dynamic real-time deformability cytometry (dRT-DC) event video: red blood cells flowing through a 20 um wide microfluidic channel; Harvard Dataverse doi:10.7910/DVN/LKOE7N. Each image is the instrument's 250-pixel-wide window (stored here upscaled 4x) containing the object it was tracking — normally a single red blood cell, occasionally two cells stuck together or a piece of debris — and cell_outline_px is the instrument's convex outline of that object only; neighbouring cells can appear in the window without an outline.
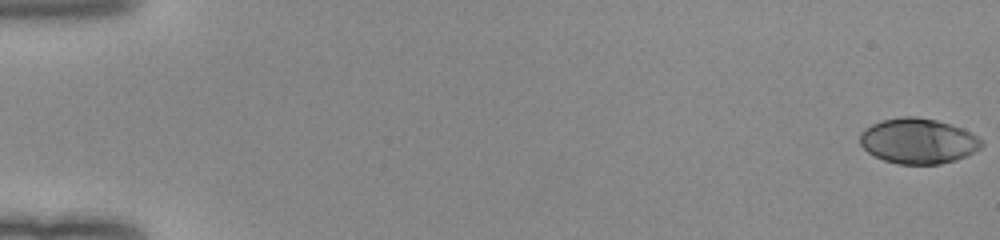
{"species": "human", "species_latin": "Homo sapiens", "temperature_condition": "room temperature", "stored_images_in_passage": 53, "camera_frame_rate_fps": 3000, "um_per_image_px": 0.085, "donor": {"sex": "female"}, "frame": {"image": 1, "passage_image": 1, "time_ms": 0.0, "image_size_px": [1000, 240], "cell_outline_px": [[984, 144], [980, 148], [956, 160], [940, 164], [896, 164], [884, 160], [868, 152], [860, 144], [860, 132], [864, 128], [880, 120], [900, 116], [916, 116], [936, 120], [972, 132]], "centroid_in_image_um": [78.0, 11.98], "position_along_channel_um": 7.0, "area_um2": 32.08}}
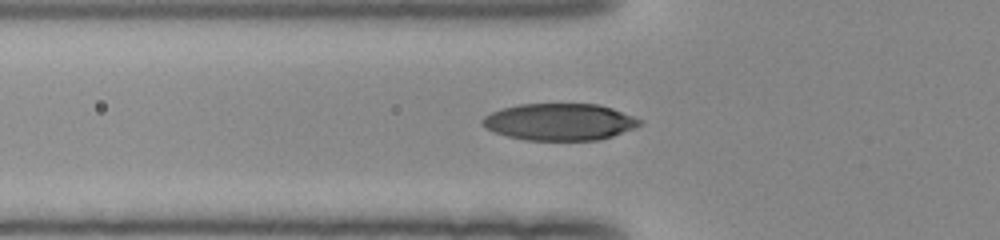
{"frame": {"image": 2, "passage_image": 20, "time_ms": 6.333, "image_size_px": [1000, 240], "cell_outline_px": [[644, 124], [612, 136], [596, 140], [524, 140], [508, 136], [496, 132], [480, 124], [480, 120], [484, 116], [500, 108], [520, 104], [596, 104], [612, 108], [644, 120]], "centroid_in_image_um": [47.57, 10.35], "position_along_channel_um": 78.2, "area_um2": 33.81}}
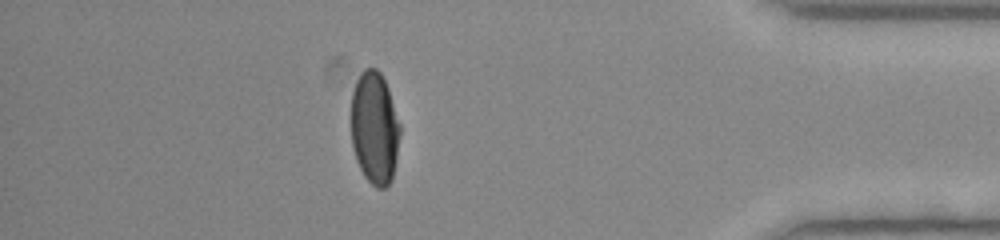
{"frame": {"image": 3, "passage_image": 47, "time_ms": 15.333, "image_size_px": [1000, 240], "cell_outline_px": [[400, 136], [392, 180], [384, 188], [376, 188], [364, 176], [356, 160], [352, 148], [352, 92], [356, 80], [364, 68], [376, 68], [380, 72], [388, 88], [400, 124]], "centroid_in_image_um": [31.84, 10.88], "position_along_channel_um": 403.4, "area_um2": 32.08}, "authors_computed_cell_mechanics": {"area_um2": 33.235, "velocity_mm_per_s": 4.0076, "shape_relaxation_time_tau1_ms": 4.2784, "shape_relaxation_time_tau2_ms": null, "deformation_change_tau1": 0.2104, "deformation_change_tau2": null}}